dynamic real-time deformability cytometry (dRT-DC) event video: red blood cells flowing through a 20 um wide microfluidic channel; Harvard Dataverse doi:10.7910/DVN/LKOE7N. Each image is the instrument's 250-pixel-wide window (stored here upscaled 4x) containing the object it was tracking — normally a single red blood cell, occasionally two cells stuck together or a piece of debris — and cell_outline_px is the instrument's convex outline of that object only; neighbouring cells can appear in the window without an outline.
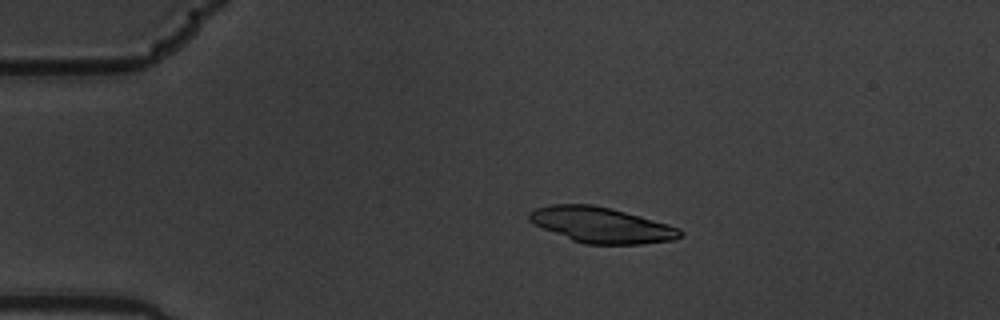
{"species": "common noctule bat (a hibernating species)", "species_latin": "Nyctalus noctula", "temperature_condition": "warm", "stored_images_in_passage": 5, "segment_of_instrument_passage": [1, 2], "camera_frame_rate_fps": 3000, "um_per_image_px": 0.085, "animal": {"sex": "male", "body_mass_g": 19.5, "forearm_length_mm": 54.6}, "frame": {"image": 1, "passage_image": 3, "time_ms": 0.667, "image_size_px": [1000, 320], "cell_outline_px": [[684, 232], [676, 240], [640, 244], [584, 244], [572, 240], [544, 228], [528, 220], [528, 212], [536, 208], [552, 204], [592, 204], [612, 208], [668, 224], [680, 228]], "centroid_in_image_um": [51.14, 19.12], "position_along_channel_um": 33.9, "area_um2": 31.21}}